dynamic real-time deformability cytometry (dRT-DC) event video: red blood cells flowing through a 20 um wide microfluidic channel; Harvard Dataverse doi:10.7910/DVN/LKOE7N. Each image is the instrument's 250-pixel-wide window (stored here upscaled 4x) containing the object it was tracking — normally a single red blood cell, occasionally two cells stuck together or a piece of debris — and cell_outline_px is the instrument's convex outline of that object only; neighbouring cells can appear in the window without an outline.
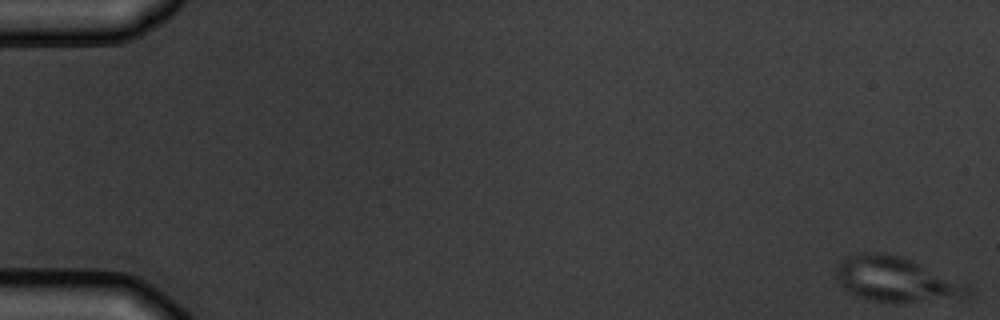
{"species": "common noctule bat (a hibernating species)", "species_latin": "Nyctalus noctula", "temperature_condition": "warm", "stored_images_in_passage": 7, "camera_frame_rate_fps": 3000, "um_per_image_px": 0.085, "animal": {"sex": "male", "body_mass_g": 19.5, "forearm_length_mm": 54.6}, "frame": {"image": 1, "passage_image": 1, "time_ms": 0.0, "image_size_px": [1000, 320], "cell_outline_px": [[968, 292], [964, 296], [896, 304], [872, 300], [856, 296], [848, 292], [840, 284], [836, 276], [836, 272], [840, 264], [848, 256], [860, 252], [880, 252], [900, 256], [912, 260], [968, 288]], "centroid_in_image_um": [76.01, 23.75], "position_along_channel_um": 9.0, "area_um2": 33.29}}